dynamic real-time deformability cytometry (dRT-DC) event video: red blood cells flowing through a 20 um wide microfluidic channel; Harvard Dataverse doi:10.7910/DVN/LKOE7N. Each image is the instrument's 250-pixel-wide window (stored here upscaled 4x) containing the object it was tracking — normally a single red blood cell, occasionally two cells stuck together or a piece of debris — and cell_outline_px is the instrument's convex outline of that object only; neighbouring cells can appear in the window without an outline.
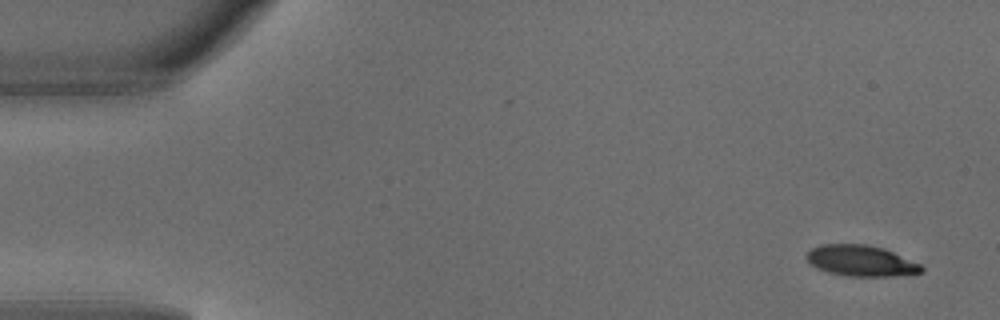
{"species": "common noctule bat (a hibernating species)", "species_latin": "Nyctalus noctula", "temperature_condition": "warm", "stored_images_in_passage": 4, "camera_frame_rate_fps": 3000, "um_per_image_px": 0.085, "animal": {"sex": "male", "body_mass_g": 18.8}, "frame": {"image": 1, "passage_image": 1, "time_ms": 0.0, "image_size_px": [1000, 320], "cell_outline_px": [[924, 272], [896, 276], [848, 276], [828, 272], [816, 268], [804, 256], [812, 248], [820, 244], [864, 244], [884, 248], [920, 264], [924, 268]], "centroid_in_image_um": [73.18, 22.16], "position_along_channel_um": 11.8, "area_um2": 20.69}}
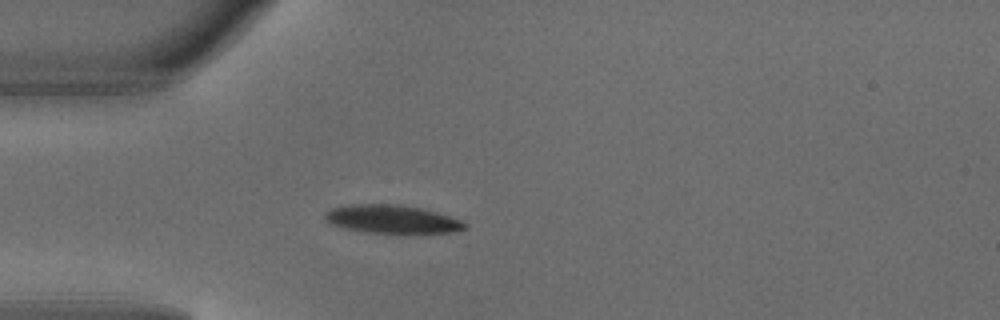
{"frame": {"image": 2, "passage_image": 4, "time_ms": 1.0, "image_size_px": [1000, 320], "cell_outline_px": [[468, 228], [452, 232], [416, 236], [368, 232], [344, 228], [332, 224], [324, 220], [324, 212], [332, 208], [352, 204], [400, 204], [420, 208], [436, 212], [460, 220], [468, 224]], "centroid_in_image_um": [33.38, 18.67], "position_along_channel_um": 51.6, "area_um2": 23.93}}